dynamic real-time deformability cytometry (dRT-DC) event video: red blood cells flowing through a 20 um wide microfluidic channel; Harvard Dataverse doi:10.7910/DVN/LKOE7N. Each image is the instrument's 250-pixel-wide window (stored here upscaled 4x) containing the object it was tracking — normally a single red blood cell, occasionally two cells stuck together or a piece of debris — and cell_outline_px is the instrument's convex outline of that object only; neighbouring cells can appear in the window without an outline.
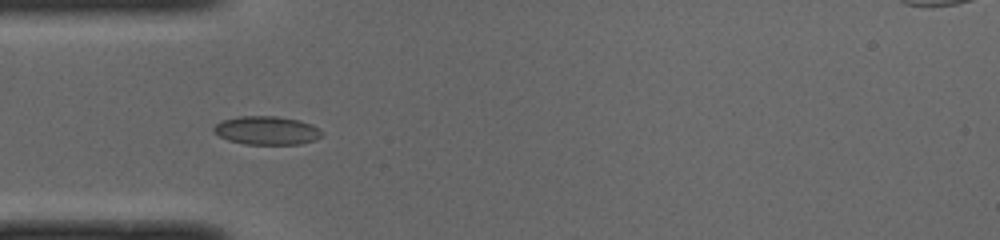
{"species": "common noctule bat (a hibernating species)", "species_latin": "Nyctalus noctula", "temperature_condition": "cold", "stored_images_in_passage": 36, "camera_frame_rate_fps": 3000, "um_per_image_px": 0.085, "animal": {"sex": "male", "body_mass_g": 19.0, "forearm_length_mm": 50.8}, "frame": {"image": 1, "passage_image": 1, "time_ms": 0.0, "image_size_px": [1000, 240], "cell_outline_px": [[324, 136], [316, 140], [300, 144], [244, 144], [228, 140], [220, 136], [212, 128], [220, 120], [236, 116], [276, 116], [300, 120], [312, 124], [324, 132]], "centroid_in_image_um": [22.71, 11.08], "position_along_channel_um": 62.3, "area_um2": 18.21}}
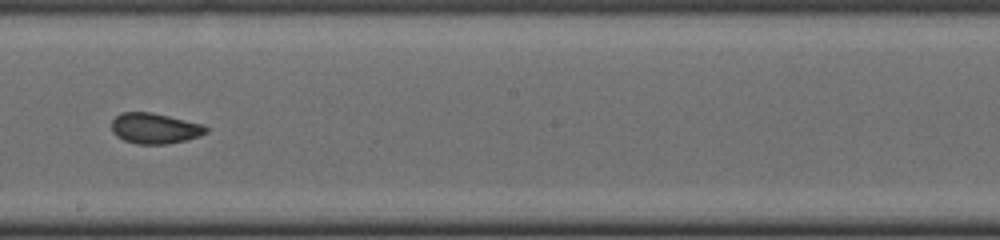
{"frame": {"image": 2, "passage_image": 14, "time_ms": 4.333, "image_size_px": [1000, 240], "cell_outline_px": [[208, 132], [200, 136], [188, 140], [164, 144], [136, 144], [124, 140], [116, 136], [112, 132], [112, 120], [120, 112], [152, 112], [204, 124], [208, 128]], "centroid_in_image_um": [13.17, 10.91], "position_along_channel_um": 235.0, "area_um2": 17.05}}
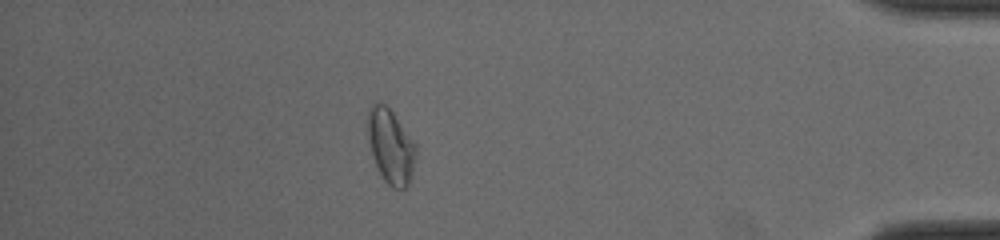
{"frame": {"image": 3, "passage_image": 30, "time_ms": 9.667, "image_size_px": [1000, 240], "cell_outline_px": [[416, 156], [408, 184], [404, 188], [392, 188], [384, 180], [376, 164], [368, 140], [368, 112], [372, 104], [384, 104], [392, 112], [416, 144]], "centroid_in_image_um": [33.22, 12.44], "position_along_channel_um": 402.0, "area_um2": 20.29}, "authors_computed_cell_mechanics": {"area_um2": 17.4556, "velocity_mm_per_s": 4.0155, "shape_relaxation_time_tau1_ms": 1.7231, "shape_relaxation_time_tau2_ms": 0.5967, "deformation_change_tau1": 0.0926, "deformation_change_tau2": 0.0597}}